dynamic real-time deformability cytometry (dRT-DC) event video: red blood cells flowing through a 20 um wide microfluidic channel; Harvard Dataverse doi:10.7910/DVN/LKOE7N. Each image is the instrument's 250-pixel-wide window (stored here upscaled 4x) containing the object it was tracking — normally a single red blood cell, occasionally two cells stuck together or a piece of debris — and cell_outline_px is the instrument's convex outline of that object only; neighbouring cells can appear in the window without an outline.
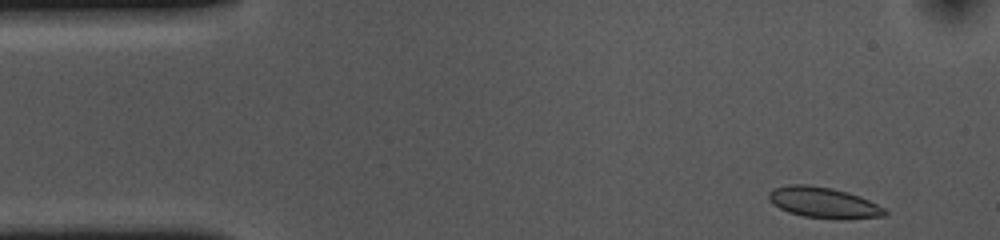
{"species": "common noctule bat (a hibernating species)", "species_latin": "Nyctalus noctula", "temperature_condition": "cold", "stored_images_in_passage": 46, "camera_frame_rate_fps": 3000, "um_per_image_px": 0.085, "animal": {"sex": "female", "body_mass_g": 10.0, "forearm_length_mm": 53.1}, "frame": {"image": 1, "passage_image": 1, "time_ms": 0.0, "image_size_px": [1000, 240], "cell_outline_px": [[888, 212], [884, 216], [848, 220], [804, 216], [788, 212], [780, 208], [768, 196], [768, 192], [772, 188], [788, 184], [808, 184], [832, 188], [848, 192], [860, 196], [884, 208]], "centroid_in_image_um": [70.03, 17.22], "position_along_channel_um": 15.0, "area_um2": 20.87}}
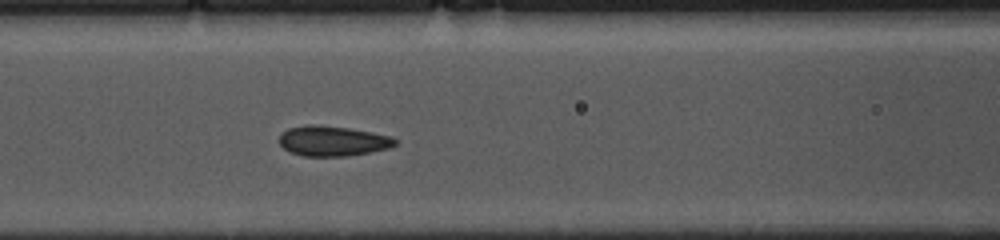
{"frame": {"image": 2, "passage_image": 18, "time_ms": 5.667, "image_size_px": [1000, 240], "cell_outline_px": [[396, 144], [388, 148], [368, 152], [344, 156], [304, 156], [288, 152], [280, 144], [280, 136], [288, 128], [308, 124], [312, 124], [348, 128], [372, 132], [392, 136], [396, 140]], "centroid_in_image_um": [28.26, 11.98], "position_along_channel_um": 138.3, "area_um2": 20.17}}
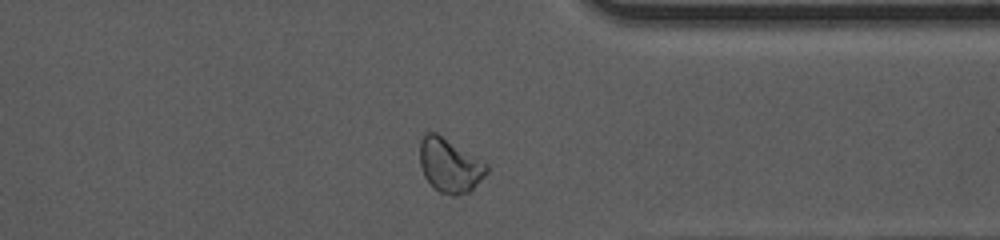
{"frame": {"image": 3, "passage_image": 38, "time_ms": 12.333, "image_size_px": [1000, 240], "cell_outline_px": [[488, 172], [468, 192], [456, 196], [452, 196], [440, 192], [432, 188], [424, 176], [420, 164], [420, 140], [424, 132], [436, 132], [488, 164]], "centroid_in_image_um": [38.2, 14.06], "position_along_channel_um": 373.2, "area_um2": 21.04}, "authors_computed_cell_mechanics": {"area_um2": 20.23, "velocity_mm_per_s": 3.6233, "shape_relaxation_time_tau1_ms": null, "shape_relaxation_time_tau2_ms": 2.2112, "deformation_change_tau1": null, "deformation_change_tau2": 0.0435}}